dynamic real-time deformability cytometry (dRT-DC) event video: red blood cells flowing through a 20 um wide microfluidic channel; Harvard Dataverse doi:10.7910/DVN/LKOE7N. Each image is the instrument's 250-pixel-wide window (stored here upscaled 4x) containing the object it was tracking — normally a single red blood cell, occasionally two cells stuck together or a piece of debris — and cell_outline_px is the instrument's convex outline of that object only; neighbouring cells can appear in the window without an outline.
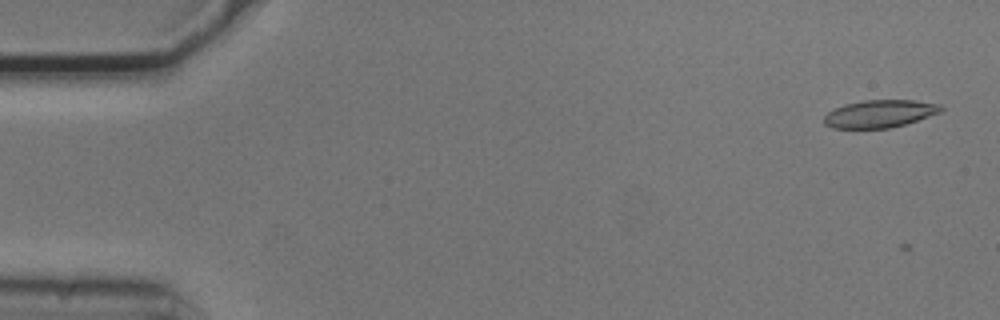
{"species": "common noctule bat (a hibernating species)", "species_latin": "Nyctalus noctula", "temperature_condition": "cold", "stored_images_in_passage": 5, "camera_frame_rate_fps": 3000, "um_per_image_px": 0.085, "animal": {"sex": "male", "body_mass_g": 20.5, "forearm_length_mm": 52.5}, "frame": {"image": 1, "passage_image": 4, "time_ms": 1.0, "image_size_px": [1000, 320], "cell_outline_px": [[944, 108], [940, 112], [904, 124], [888, 128], [832, 128], [824, 124], [824, 116], [828, 112], [844, 104], [864, 100], [916, 100], [940, 104]], "centroid_in_image_um": [74.76, 9.66], "position_along_channel_um": 10.2, "area_um2": 18.67}}